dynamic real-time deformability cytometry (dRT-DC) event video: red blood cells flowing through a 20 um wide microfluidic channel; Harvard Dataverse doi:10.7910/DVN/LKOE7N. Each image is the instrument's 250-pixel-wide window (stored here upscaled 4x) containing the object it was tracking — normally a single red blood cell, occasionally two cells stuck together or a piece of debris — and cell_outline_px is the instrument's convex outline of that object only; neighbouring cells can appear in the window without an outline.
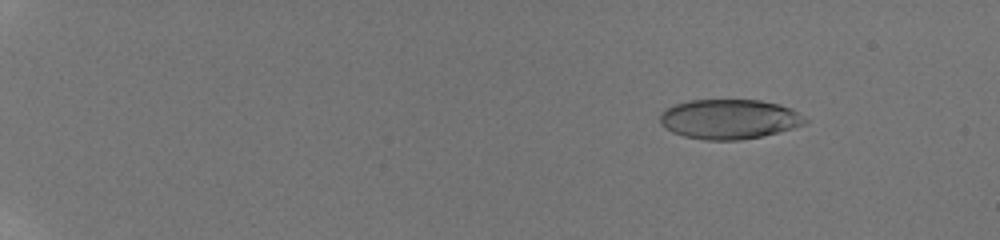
{"species": "human", "species_latin": "Homo sapiens", "temperature_condition": "room temperature", "stored_images_in_passage": 58, "camera_frame_rate_fps": 3000, "um_per_image_px": 0.085, "donor": {"sex": "male"}, "frame": {"image": 1, "passage_image": 9, "time_ms": 2.667, "image_size_px": [1000, 240], "cell_outline_px": [[808, 120], [804, 124], [792, 128], [760, 136], [740, 140], [704, 140], [684, 136], [672, 132], [664, 128], [660, 124], [660, 112], [664, 108], [688, 100], [760, 100], [780, 104], [792, 108]], "centroid_in_image_um": [61.94, 10.12], "position_along_channel_um": 23.1, "area_um2": 33.7}}
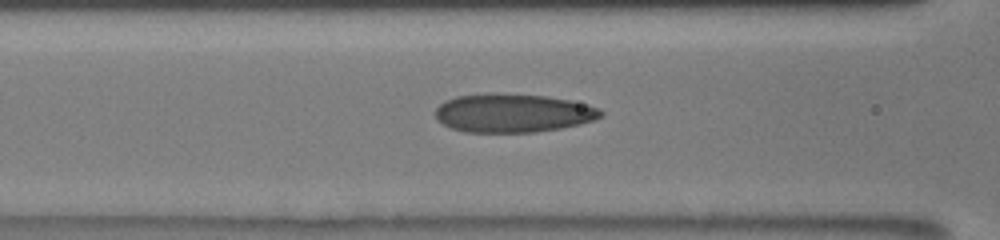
{"frame": {"image": 2, "passage_image": 29, "time_ms": 9.333, "image_size_px": [1000, 240], "cell_outline_px": [[604, 116], [580, 124], [560, 128], [536, 132], [464, 132], [452, 128], [436, 120], [436, 108], [444, 100], [456, 96], [496, 92], [544, 96], [568, 100], [596, 108], [604, 112]], "centroid_in_image_um": [43.55, 9.6], "position_along_channel_um": 123.1, "area_um2": 37.17}}
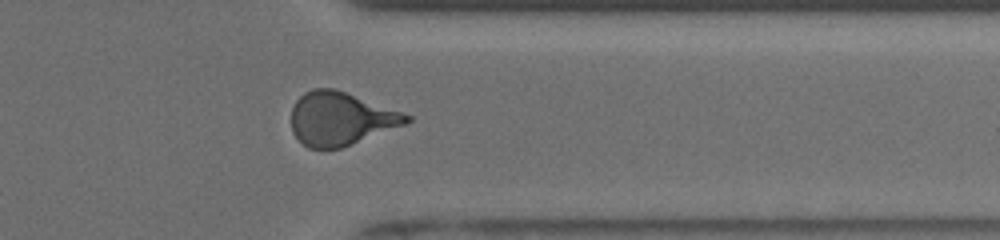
{"frame": {"image": 3, "passage_image": 49, "time_ms": 16.0, "image_size_px": [1000, 240], "cell_outline_px": [[412, 120], [408, 124], [340, 148], [308, 148], [292, 132], [292, 108], [296, 100], [304, 92], [312, 88], [336, 88], [412, 116]], "centroid_in_image_um": [28.97, 10.07], "position_along_channel_um": 382.4, "area_um2": 35.72}, "authors_computed_cell_mechanics": {"area_um2": 35.2291, "velocity_mm_per_s": 3.8933, "shape_relaxation_time_tau1_ms": 5.5556, "shape_relaxation_time_tau2_ms": 0.9767, "deformation_change_tau1": 0.189, "deformation_change_tau2": 0.0825}}